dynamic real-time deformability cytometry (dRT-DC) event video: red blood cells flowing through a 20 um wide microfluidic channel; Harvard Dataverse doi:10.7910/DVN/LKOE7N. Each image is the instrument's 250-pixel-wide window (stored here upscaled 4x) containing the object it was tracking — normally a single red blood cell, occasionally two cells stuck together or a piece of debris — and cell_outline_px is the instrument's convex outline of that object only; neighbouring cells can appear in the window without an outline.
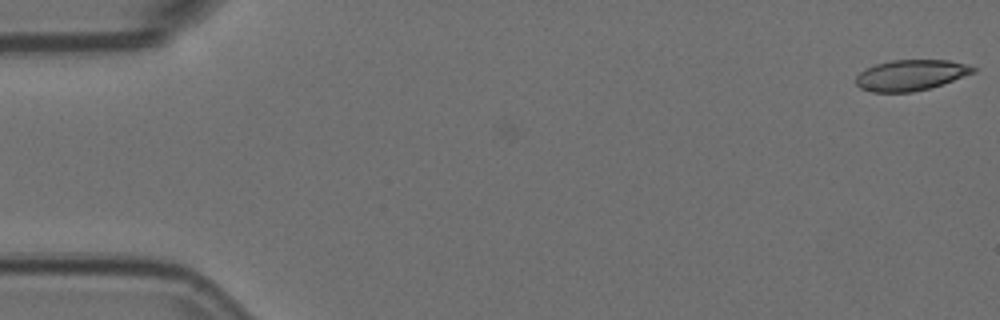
{"species": "Egyptian fruit bat (a non-hibernating species)", "species_latin": "Rousettus aegyptiacus", "temperature_condition": "room temperature", "stored_images_in_passage": 2, "camera_frame_rate_fps": 3000, "um_per_image_px": 0.085, "animal": {"sex": "female"}, "frame": {"image": 1, "passage_image": 2, "time_ms": 0.333, "image_size_px": [1000, 320], "cell_outline_px": [[980, 68], [976, 72], [928, 88], [912, 92], [872, 92], [860, 88], [856, 84], [856, 76], [860, 72], [876, 64], [892, 60], [948, 60], [968, 64]], "centroid_in_image_um": [77.44, 6.38], "position_along_channel_um": 7.6, "area_um2": 20.92}}